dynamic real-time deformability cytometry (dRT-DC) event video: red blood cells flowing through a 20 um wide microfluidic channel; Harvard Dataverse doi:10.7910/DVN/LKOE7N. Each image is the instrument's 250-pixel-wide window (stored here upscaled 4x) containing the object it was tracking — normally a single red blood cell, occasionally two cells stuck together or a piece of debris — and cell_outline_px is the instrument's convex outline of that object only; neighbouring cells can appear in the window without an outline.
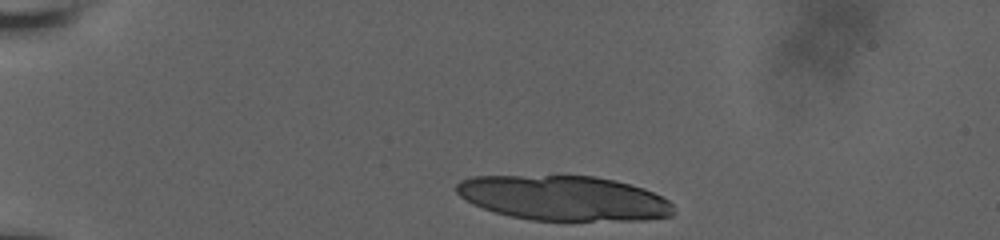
{"species": "human", "species_latin": "Homo sapiens", "temperature_condition": "room temperature", "stored_images_in_passage": 9, "camera_frame_rate_fps": 3000, "um_per_image_px": 0.085, "donor": {"sex": "male"}, "frame": {"image": 1, "passage_image": 1, "time_ms": 0.0, "image_size_px": [1000, 240], "cell_outline_px": [[676, 212], [672, 216], [644, 220], [532, 220], [512, 216], [496, 212], [472, 204], [460, 196], [456, 192], [456, 184], [460, 180], [472, 176], [596, 176], [616, 180], [644, 188], [668, 200], [672, 204]], "centroid_in_image_um": [47.93, 16.83], "position_along_channel_um": 37.1, "area_um2": 56.76}}